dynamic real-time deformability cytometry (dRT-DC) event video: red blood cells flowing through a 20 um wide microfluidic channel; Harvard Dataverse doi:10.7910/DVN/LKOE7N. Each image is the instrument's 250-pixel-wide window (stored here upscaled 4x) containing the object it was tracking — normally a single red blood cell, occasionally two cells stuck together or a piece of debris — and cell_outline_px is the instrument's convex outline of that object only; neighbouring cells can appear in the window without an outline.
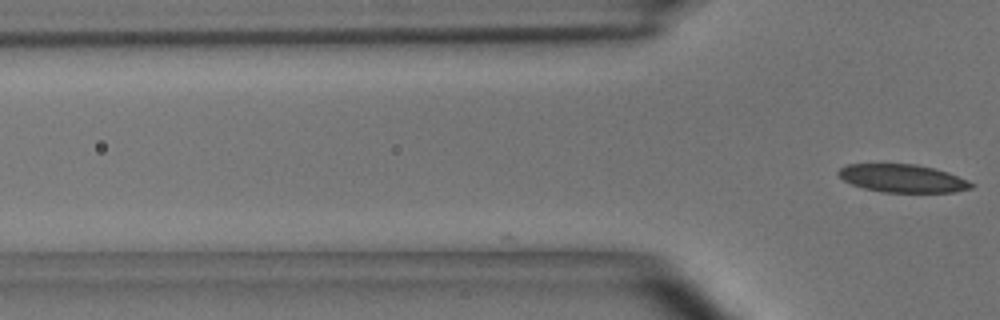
{"species": "common noctule bat (a hibernating species)", "species_latin": "Nyctalus noctula", "temperature_condition": "room temperature", "stored_images_in_passage": 3, "camera_frame_rate_fps": 3000, "um_per_image_px": 0.085, "animal": {"sex": "male", "body_mass_g": 15.6}, "frame": {"image": 1, "passage_image": 3, "time_ms": 0.667, "image_size_px": [1000, 320], "cell_outline_px": [[976, 184], [972, 188], [956, 192], [884, 192], [864, 188], [852, 184], [844, 180], [836, 172], [840, 168], [848, 164], [916, 164], [948, 172], [968, 180]], "centroid_in_image_um": [76.75, 15.16], "position_along_channel_um": 49.0, "area_um2": 21.62}}